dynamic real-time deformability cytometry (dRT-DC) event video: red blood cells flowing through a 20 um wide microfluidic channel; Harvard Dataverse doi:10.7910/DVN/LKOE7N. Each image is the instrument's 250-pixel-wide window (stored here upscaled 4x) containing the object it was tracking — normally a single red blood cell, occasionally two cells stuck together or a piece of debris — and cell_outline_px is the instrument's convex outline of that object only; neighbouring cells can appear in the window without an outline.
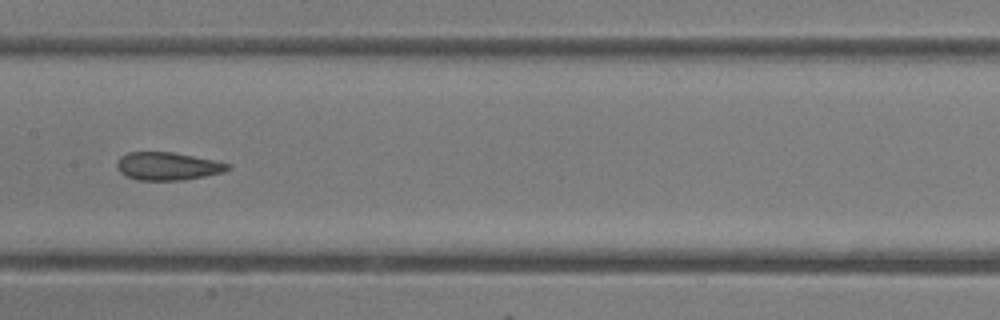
{"species": "common noctule bat (a hibernating species)", "species_latin": "Nyctalus noctula", "temperature_condition": "room temperature", "stored_images_in_passage": 41, "camera_frame_rate_fps": 3000, "um_per_image_px": 0.085, "animal": {"sex": "female"}, "frame": {"image": 1, "passage_image": 18, "time_ms": 5.667, "image_size_px": [1000, 320], "cell_outline_px": [[232, 168], [224, 172], [184, 180], [136, 180], [120, 172], [116, 168], [116, 164], [120, 156], [128, 152], [172, 152], [232, 164]], "centroid_in_image_um": [14.25, 14.13], "position_along_channel_um": 193.2, "area_um2": 18.03}, "authors_computed_cell_mechanics": {"area_um2": 19.4786, "velocity_mm_per_s": 4.4599, "shape_relaxation_time_tau1_ms": 3.9408, "shape_relaxation_time_tau2_ms": 1.2965, "deformation_change_tau1": 0.143, "deformation_change_tau2": 0.0976}}